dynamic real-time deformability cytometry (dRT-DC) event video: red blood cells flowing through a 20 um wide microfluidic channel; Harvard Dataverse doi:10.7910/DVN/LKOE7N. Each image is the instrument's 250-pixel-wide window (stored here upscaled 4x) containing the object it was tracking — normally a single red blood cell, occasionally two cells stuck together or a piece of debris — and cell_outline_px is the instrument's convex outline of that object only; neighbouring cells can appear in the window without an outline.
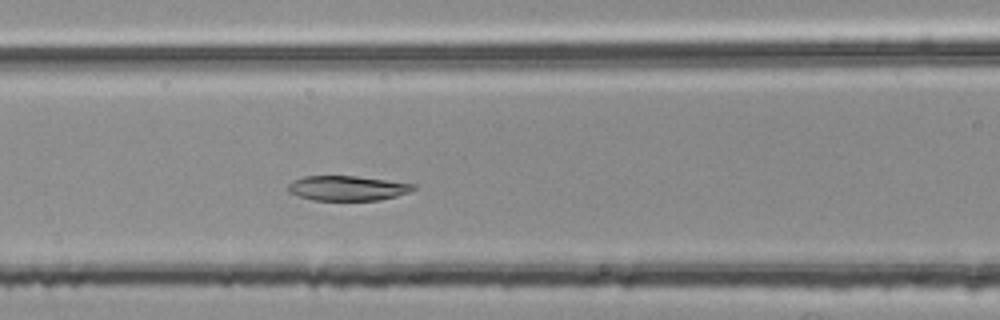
{"species": "common noctule bat (a hibernating species)", "species_latin": "Nyctalus noctula", "temperature_condition": "room temperature", "stored_images_in_passage": 44, "camera_frame_rate_fps": 3000, "um_per_image_px": 0.085, "animal": {"sex": "female", "body_mass_g": 25.1}, "frame": {"image": 1, "passage_image": 17, "time_ms": 5.333, "image_size_px": [1000, 320], "cell_outline_px": [[416, 188], [408, 192], [396, 196], [380, 200], [312, 200], [288, 192], [288, 184], [292, 180], [304, 176], [356, 176], [416, 184]], "centroid_in_image_um": [29.51, 15.99], "position_along_channel_um": 137.1, "area_um2": 18.09}}
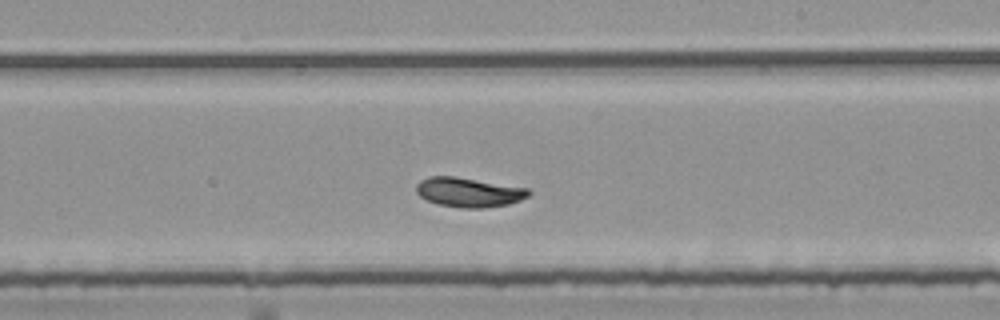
{"frame": {"image": 2, "passage_image": 26, "time_ms": 8.333, "image_size_px": [1000, 320], "cell_outline_px": [[532, 192], [528, 196], [520, 200], [508, 204], [484, 208], [460, 208], [436, 204], [420, 196], [416, 192], [416, 184], [420, 180], [428, 176], [456, 176], [528, 188]], "centroid_in_image_um": [39.83, 16.34], "position_along_channel_um": 249.2, "area_um2": 19.48}}
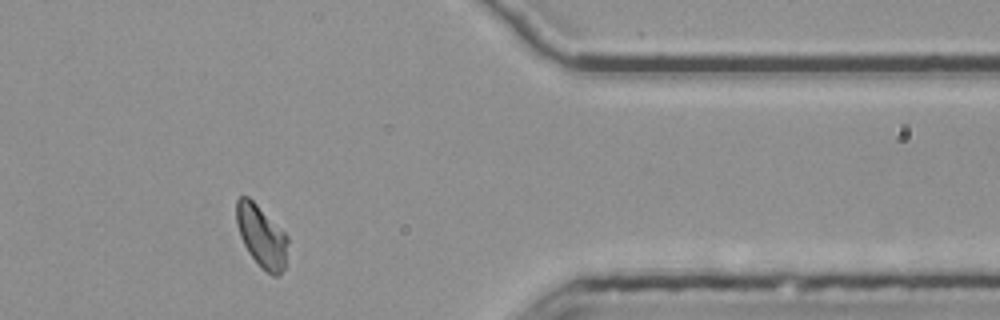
{"frame": {"image": 3, "passage_image": 39, "time_ms": 12.667, "image_size_px": [1000, 320], "cell_outline_px": [[288, 240], [284, 268], [280, 276], [272, 276], [248, 252], [240, 236], [236, 220], [236, 200], [240, 196], [248, 196], [288, 236]], "centroid_in_image_um": [22.22, 20.07], "position_along_channel_um": 389.2, "area_um2": 18.15}, "authors_computed_cell_mechanics": {"area_um2": 19.074, "velocity_mm_per_s": 3.7549, "shape_relaxation_time_tau1_ms": 5.5169, "shape_relaxation_time_tau2_ms": 2.9131, "deformation_change_tau1": 0.1312, "deformation_change_tau2": 0.0664}}